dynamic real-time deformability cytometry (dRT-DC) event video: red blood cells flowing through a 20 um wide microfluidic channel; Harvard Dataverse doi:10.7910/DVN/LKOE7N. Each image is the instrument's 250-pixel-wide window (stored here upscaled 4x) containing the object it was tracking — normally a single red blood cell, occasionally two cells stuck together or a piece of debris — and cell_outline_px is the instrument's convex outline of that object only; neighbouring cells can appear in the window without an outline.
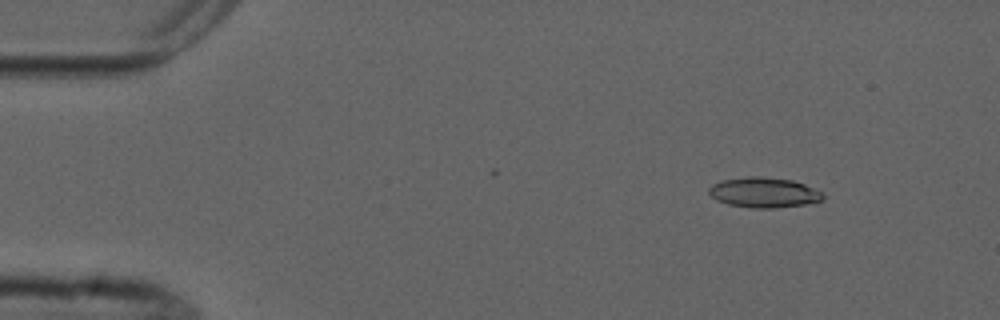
{"species": "common noctule bat (a hibernating species)", "species_latin": "Nyctalus noctula", "temperature_condition": "cold", "stored_images_in_passage": 7, "camera_frame_rate_fps": 3000, "um_per_image_px": 0.085, "animal": {"sex": "male", "forearm_length_mm": 52.5}, "frame": {"image": 1, "passage_image": 2, "time_ms": 2.0, "image_size_px": [1000, 320], "cell_outline_px": [[824, 200], [804, 204], [776, 208], [752, 208], [728, 204], [716, 200], [708, 192], [708, 188], [712, 184], [724, 180], [748, 176], [760, 176], [792, 180], [804, 184], [820, 192], [824, 196]], "centroid_in_image_um": [64.91, 16.36], "position_along_channel_um": 20.1, "area_um2": 19.94}}
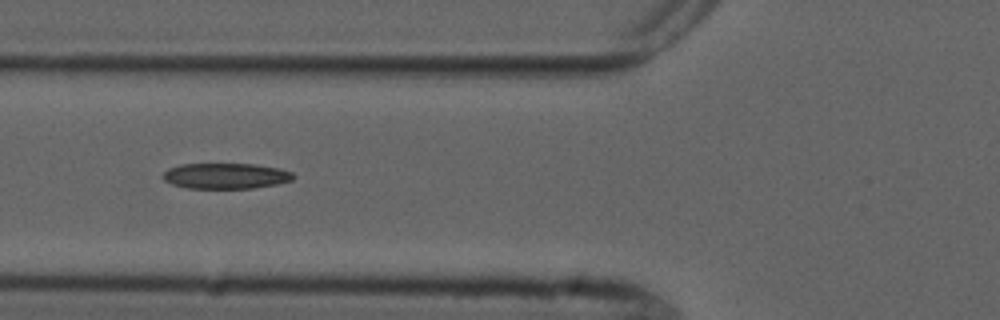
{"frame": {"image": 2, "passage_image": 6, "time_ms": 6.667, "image_size_px": [1000, 320], "cell_outline_px": [[296, 176], [292, 180], [276, 184], [252, 188], [188, 188], [172, 184], [164, 180], [164, 172], [168, 168], [180, 164], [256, 164], [280, 168], [292, 172]], "centroid_in_image_um": [19.21, 14.94], "position_along_channel_um": 106.6, "area_um2": 19.48}}
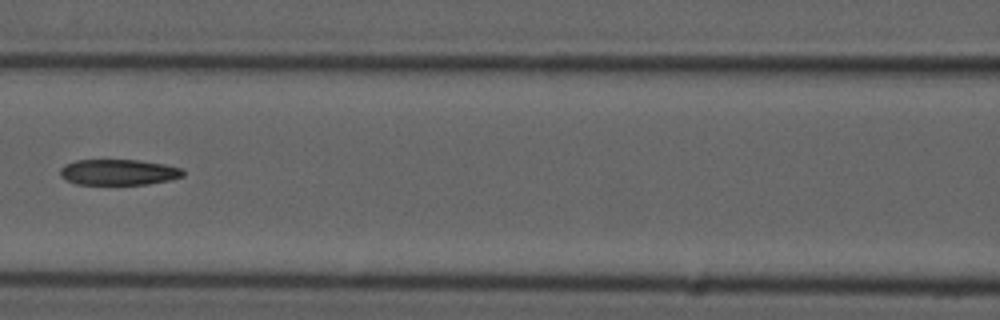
{"frame": {"image": 3, "passage_image": 7, "time_ms": 8.0, "image_size_px": [1000, 320], "cell_outline_px": [[184, 176], [168, 180], [148, 184], [76, 184], [60, 176], [60, 168], [64, 164], [76, 160], [136, 160], [164, 164], [180, 168], [184, 172]], "centroid_in_image_um": [10.05, 14.63], "position_along_channel_um": 156.6, "area_um2": 18.32}}